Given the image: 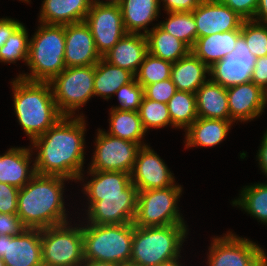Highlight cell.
I'll list each match as a JSON object with an SVG mask.
<instances>
[{"label":"cell","instance_id":"1","mask_svg":"<svg viewBox=\"0 0 267 266\" xmlns=\"http://www.w3.org/2000/svg\"><path fill=\"white\" fill-rule=\"evenodd\" d=\"M80 114L62 116L44 134L30 142L31 150L35 149L37 153L34 154L36 174L61 176L84 183V137L87 125L84 114Z\"/></svg>","mask_w":267,"mask_h":266},{"label":"cell","instance_id":"2","mask_svg":"<svg viewBox=\"0 0 267 266\" xmlns=\"http://www.w3.org/2000/svg\"><path fill=\"white\" fill-rule=\"evenodd\" d=\"M61 176L36 174L18 192L17 215L29 229H45L68 221Z\"/></svg>","mask_w":267,"mask_h":266},{"label":"cell","instance_id":"3","mask_svg":"<svg viewBox=\"0 0 267 266\" xmlns=\"http://www.w3.org/2000/svg\"><path fill=\"white\" fill-rule=\"evenodd\" d=\"M11 84L15 117L31 142L63 115L58 111L49 82L28 81L17 76Z\"/></svg>","mask_w":267,"mask_h":266},{"label":"cell","instance_id":"4","mask_svg":"<svg viewBox=\"0 0 267 266\" xmlns=\"http://www.w3.org/2000/svg\"><path fill=\"white\" fill-rule=\"evenodd\" d=\"M29 42L30 73L17 75L28 81L50 82L65 67V25L40 23Z\"/></svg>","mask_w":267,"mask_h":266},{"label":"cell","instance_id":"5","mask_svg":"<svg viewBox=\"0 0 267 266\" xmlns=\"http://www.w3.org/2000/svg\"><path fill=\"white\" fill-rule=\"evenodd\" d=\"M187 224L162 227L134 226L130 262L142 266H157L180 256L184 239L188 238Z\"/></svg>","mask_w":267,"mask_h":266},{"label":"cell","instance_id":"6","mask_svg":"<svg viewBox=\"0 0 267 266\" xmlns=\"http://www.w3.org/2000/svg\"><path fill=\"white\" fill-rule=\"evenodd\" d=\"M84 259L122 265L131 260L134 224H82Z\"/></svg>","mask_w":267,"mask_h":266},{"label":"cell","instance_id":"7","mask_svg":"<svg viewBox=\"0 0 267 266\" xmlns=\"http://www.w3.org/2000/svg\"><path fill=\"white\" fill-rule=\"evenodd\" d=\"M182 192L183 187L179 184L162 189L138 191L134 226L162 227L186 224L177 205Z\"/></svg>","mask_w":267,"mask_h":266},{"label":"cell","instance_id":"8","mask_svg":"<svg viewBox=\"0 0 267 266\" xmlns=\"http://www.w3.org/2000/svg\"><path fill=\"white\" fill-rule=\"evenodd\" d=\"M95 65L67 67L49 83L58 111L76 116L78 109L94 97Z\"/></svg>","mask_w":267,"mask_h":266},{"label":"cell","instance_id":"9","mask_svg":"<svg viewBox=\"0 0 267 266\" xmlns=\"http://www.w3.org/2000/svg\"><path fill=\"white\" fill-rule=\"evenodd\" d=\"M75 225L67 222L41 229L43 266H80L84 260L82 224Z\"/></svg>","mask_w":267,"mask_h":266},{"label":"cell","instance_id":"10","mask_svg":"<svg viewBox=\"0 0 267 266\" xmlns=\"http://www.w3.org/2000/svg\"><path fill=\"white\" fill-rule=\"evenodd\" d=\"M208 248V266H267L264 249L232 231L212 238Z\"/></svg>","mask_w":267,"mask_h":266},{"label":"cell","instance_id":"11","mask_svg":"<svg viewBox=\"0 0 267 266\" xmlns=\"http://www.w3.org/2000/svg\"><path fill=\"white\" fill-rule=\"evenodd\" d=\"M95 151L93 152L89 170L118 171L131 174L139 144L107 134L97 129Z\"/></svg>","mask_w":267,"mask_h":266},{"label":"cell","instance_id":"12","mask_svg":"<svg viewBox=\"0 0 267 266\" xmlns=\"http://www.w3.org/2000/svg\"><path fill=\"white\" fill-rule=\"evenodd\" d=\"M84 22L91 30L96 49L101 57L127 33L118 3L93 1Z\"/></svg>","mask_w":267,"mask_h":266},{"label":"cell","instance_id":"13","mask_svg":"<svg viewBox=\"0 0 267 266\" xmlns=\"http://www.w3.org/2000/svg\"><path fill=\"white\" fill-rule=\"evenodd\" d=\"M138 190L131 183L124 195L100 196V201H95L86 210L84 222L95 225H112L133 223L136 214Z\"/></svg>","mask_w":267,"mask_h":266},{"label":"cell","instance_id":"14","mask_svg":"<svg viewBox=\"0 0 267 266\" xmlns=\"http://www.w3.org/2000/svg\"><path fill=\"white\" fill-rule=\"evenodd\" d=\"M130 177L138 191L162 189L177 184L174 173L149 144L139 148Z\"/></svg>","mask_w":267,"mask_h":266},{"label":"cell","instance_id":"15","mask_svg":"<svg viewBox=\"0 0 267 266\" xmlns=\"http://www.w3.org/2000/svg\"><path fill=\"white\" fill-rule=\"evenodd\" d=\"M255 58L242 36L235 44L233 52L209 68V78L221 86H231L251 81Z\"/></svg>","mask_w":267,"mask_h":266},{"label":"cell","instance_id":"16","mask_svg":"<svg viewBox=\"0 0 267 266\" xmlns=\"http://www.w3.org/2000/svg\"><path fill=\"white\" fill-rule=\"evenodd\" d=\"M0 257L5 266H43L41 229L26 228L16 236L0 235Z\"/></svg>","mask_w":267,"mask_h":266},{"label":"cell","instance_id":"17","mask_svg":"<svg viewBox=\"0 0 267 266\" xmlns=\"http://www.w3.org/2000/svg\"><path fill=\"white\" fill-rule=\"evenodd\" d=\"M197 38L238 30L244 19L230 7L216 1L203 0L193 11Z\"/></svg>","mask_w":267,"mask_h":266},{"label":"cell","instance_id":"18","mask_svg":"<svg viewBox=\"0 0 267 266\" xmlns=\"http://www.w3.org/2000/svg\"><path fill=\"white\" fill-rule=\"evenodd\" d=\"M230 120L235 123L258 118L267 105V92L252 81L227 88Z\"/></svg>","mask_w":267,"mask_h":266},{"label":"cell","instance_id":"19","mask_svg":"<svg viewBox=\"0 0 267 266\" xmlns=\"http://www.w3.org/2000/svg\"><path fill=\"white\" fill-rule=\"evenodd\" d=\"M98 53L89 26L85 22L65 25V67L95 65Z\"/></svg>","mask_w":267,"mask_h":266},{"label":"cell","instance_id":"20","mask_svg":"<svg viewBox=\"0 0 267 266\" xmlns=\"http://www.w3.org/2000/svg\"><path fill=\"white\" fill-rule=\"evenodd\" d=\"M31 147H11L0 155V182L23 188L35 175ZM33 162L32 166L30 164Z\"/></svg>","mask_w":267,"mask_h":266},{"label":"cell","instance_id":"21","mask_svg":"<svg viewBox=\"0 0 267 266\" xmlns=\"http://www.w3.org/2000/svg\"><path fill=\"white\" fill-rule=\"evenodd\" d=\"M147 53L146 35L126 33L103 58L135 76Z\"/></svg>","mask_w":267,"mask_h":266},{"label":"cell","instance_id":"22","mask_svg":"<svg viewBox=\"0 0 267 266\" xmlns=\"http://www.w3.org/2000/svg\"><path fill=\"white\" fill-rule=\"evenodd\" d=\"M94 0H43L39 23L67 25L84 22Z\"/></svg>","mask_w":267,"mask_h":266},{"label":"cell","instance_id":"23","mask_svg":"<svg viewBox=\"0 0 267 266\" xmlns=\"http://www.w3.org/2000/svg\"><path fill=\"white\" fill-rule=\"evenodd\" d=\"M87 173L92 176L82 189L87 196V208L100 201V196L124 195V190L132 183L130 174L126 172L88 169Z\"/></svg>","mask_w":267,"mask_h":266},{"label":"cell","instance_id":"24","mask_svg":"<svg viewBox=\"0 0 267 266\" xmlns=\"http://www.w3.org/2000/svg\"><path fill=\"white\" fill-rule=\"evenodd\" d=\"M118 4L125 31L142 35L150 31L149 24L157 21L161 7L160 0H121Z\"/></svg>","mask_w":267,"mask_h":266},{"label":"cell","instance_id":"25","mask_svg":"<svg viewBox=\"0 0 267 266\" xmlns=\"http://www.w3.org/2000/svg\"><path fill=\"white\" fill-rule=\"evenodd\" d=\"M233 124L231 120L198 117L185 131L184 146L215 147L225 140Z\"/></svg>","mask_w":267,"mask_h":266},{"label":"cell","instance_id":"26","mask_svg":"<svg viewBox=\"0 0 267 266\" xmlns=\"http://www.w3.org/2000/svg\"><path fill=\"white\" fill-rule=\"evenodd\" d=\"M209 77V67L192 51L172 64L171 81L176 89L195 94Z\"/></svg>","mask_w":267,"mask_h":266},{"label":"cell","instance_id":"27","mask_svg":"<svg viewBox=\"0 0 267 266\" xmlns=\"http://www.w3.org/2000/svg\"><path fill=\"white\" fill-rule=\"evenodd\" d=\"M240 36L241 28L200 37L197 38L191 51L210 68L233 52Z\"/></svg>","mask_w":267,"mask_h":266},{"label":"cell","instance_id":"28","mask_svg":"<svg viewBox=\"0 0 267 266\" xmlns=\"http://www.w3.org/2000/svg\"><path fill=\"white\" fill-rule=\"evenodd\" d=\"M195 98L198 117L230 120L227 88L208 77L195 93Z\"/></svg>","mask_w":267,"mask_h":266},{"label":"cell","instance_id":"29","mask_svg":"<svg viewBox=\"0 0 267 266\" xmlns=\"http://www.w3.org/2000/svg\"><path fill=\"white\" fill-rule=\"evenodd\" d=\"M134 78L130 71L112 65L102 57L95 64L94 96L109 100L121 86L128 84Z\"/></svg>","mask_w":267,"mask_h":266},{"label":"cell","instance_id":"30","mask_svg":"<svg viewBox=\"0 0 267 266\" xmlns=\"http://www.w3.org/2000/svg\"><path fill=\"white\" fill-rule=\"evenodd\" d=\"M148 52L172 63L186 56L191 49L181 40L164 31L158 24L146 34Z\"/></svg>","mask_w":267,"mask_h":266},{"label":"cell","instance_id":"31","mask_svg":"<svg viewBox=\"0 0 267 266\" xmlns=\"http://www.w3.org/2000/svg\"><path fill=\"white\" fill-rule=\"evenodd\" d=\"M109 130L106 132L123 140L135 142L140 146L147 145L142 140L146 131L143 128L138 112L110 109Z\"/></svg>","mask_w":267,"mask_h":266},{"label":"cell","instance_id":"32","mask_svg":"<svg viewBox=\"0 0 267 266\" xmlns=\"http://www.w3.org/2000/svg\"><path fill=\"white\" fill-rule=\"evenodd\" d=\"M232 205L267 225V183L258 182L243 186L239 197L232 201Z\"/></svg>","mask_w":267,"mask_h":266},{"label":"cell","instance_id":"33","mask_svg":"<svg viewBox=\"0 0 267 266\" xmlns=\"http://www.w3.org/2000/svg\"><path fill=\"white\" fill-rule=\"evenodd\" d=\"M168 110L175 129H185L198 118L195 94L177 90L168 101Z\"/></svg>","mask_w":267,"mask_h":266},{"label":"cell","instance_id":"34","mask_svg":"<svg viewBox=\"0 0 267 266\" xmlns=\"http://www.w3.org/2000/svg\"><path fill=\"white\" fill-rule=\"evenodd\" d=\"M166 21L157 23L164 31L184 42L190 49L197 40L196 22L192 12H167Z\"/></svg>","mask_w":267,"mask_h":266},{"label":"cell","instance_id":"35","mask_svg":"<svg viewBox=\"0 0 267 266\" xmlns=\"http://www.w3.org/2000/svg\"><path fill=\"white\" fill-rule=\"evenodd\" d=\"M172 64L148 52L135 74V79L143 88L146 85L170 79Z\"/></svg>","mask_w":267,"mask_h":266},{"label":"cell","instance_id":"36","mask_svg":"<svg viewBox=\"0 0 267 266\" xmlns=\"http://www.w3.org/2000/svg\"><path fill=\"white\" fill-rule=\"evenodd\" d=\"M25 25H21L10 35L4 45L0 48V63L11 64L17 61H24L27 64L29 55L28 31Z\"/></svg>","mask_w":267,"mask_h":266},{"label":"cell","instance_id":"37","mask_svg":"<svg viewBox=\"0 0 267 266\" xmlns=\"http://www.w3.org/2000/svg\"><path fill=\"white\" fill-rule=\"evenodd\" d=\"M138 113L146 132L151 128L159 129L168 125L174 128L172 127L168 105L166 103L153 101L144 96Z\"/></svg>","mask_w":267,"mask_h":266},{"label":"cell","instance_id":"38","mask_svg":"<svg viewBox=\"0 0 267 266\" xmlns=\"http://www.w3.org/2000/svg\"><path fill=\"white\" fill-rule=\"evenodd\" d=\"M241 36L255 59L267 55V24L244 20Z\"/></svg>","mask_w":267,"mask_h":266},{"label":"cell","instance_id":"39","mask_svg":"<svg viewBox=\"0 0 267 266\" xmlns=\"http://www.w3.org/2000/svg\"><path fill=\"white\" fill-rule=\"evenodd\" d=\"M115 94L119 105L112 106L111 109L138 112L144 97V88L134 78L128 84L121 86Z\"/></svg>","mask_w":267,"mask_h":266},{"label":"cell","instance_id":"40","mask_svg":"<svg viewBox=\"0 0 267 266\" xmlns=\"http://www.w3.org/2000/svg\"><path fill=\"white\" fill-rule=\"evenodd\" d=\"M176 91V86L171 79H166L146 85L144 87V96L150 100L167 104Z\"/></svg>","mask_w":267,"mask_h":266},{"label":"cell","instance_id":"41","mask_svg":"<svg viewBox=\"0 0 267 266\" xmlns=\"http://www.w3.org/2000/svg\"><path fill=\"white\" fill-rule=\"evenodd\" d=\"M19 188L0 182V213L17 214Z\"/></svg>","mask_w":267,"mask_h":266},{"label":"cell","instance_id":"42","mask_svg":"<svg viewBox=\"0 0 267 266\" xmlns=\"http://www.w3.org/2000/svg\"><path fill=\"white\" fill-rule=\"evenodd\" d=\"M237 13L244 20H253L257 11L258 0H216Z\"/></svg>","mask_w":267,"mask_h":266},{"label":"cell","instance_id":"43","mask_svg":"<svg viewBox=\"0 0 267 266\" xmlns=\"http://www.w3.org/2000/svg\"><path fill=\"white\" fill-rule=\"evenodd\" d=\"M25 229L26 227L17 214L0 213V235L16 236Z\"/></svg>","mask_w":267,"mask_h":266},{"label":"cell","instance_id":"44","mask_svg":"<svg viewBox=\"0 0 267 266\" xmlns=\"http://www.w3.org/2000/svg\"><path fill=\"white\" fill-rule=\"evenodd\" d=\"M251 81L267 92V55L255 59Z\"/></svg>","mask_w":267,"mask_h":266},{"label":"cell","instance_id":"45","mask_svg":"<svg viewBox=\"0 0 267 266\" xmlns=\"http://www.w3.org/2000/svg\"><path fill=\"white\" fill-rule=\"evenodd\" d=\"M203 0H160L165 12H192Z\"/></svg>","mask_w":267,"mask_h":266},{"label":"cell","instance_id":"46","mask_svg":"<svg viewBox=\"0 0 267 266\" xmlns=\"http://www.w3.org/2000/svg\"><path fill=\"white\" fill-rule=\"evenodd\" d=\"M23 23L14 18L2 17L0 18V48L7 41L8 37L12 35Z\"/></svg>","mask_w":267,"mask_h":266},{"label":"cell","instance_id":"47","mask_svg":"<svg viewBox=\"0 0 267 266\" xmlns=\"http://www.w3.org/2000/svg\"><path fill=\"white\" fill-rule=\"evenodd\" d=\"M263 135L256 157L260 170L267 178V129Z\"/></svg>","mask_w":267,"mask_h":266},{"label":"cell","instance_id":"48","mask_svg":"<svg viewBox=\"0 0 267 266\" xmlns=\"http://www.w3.org/2000/svg\"><path fill=\"white\" fill-rule=\"evenodd\" d=\"M254 21L267 24V0H258Z\"/></svg>","mask_w":267,"mask_h":266},{"label":"cell","instance_id":"49","mask_svg":"<svg viewBox=\"0 0 267 266\" xmlns=\"http://www.w3.org/2000/svg\"><path fill=\"white\" fill-rule=\"evenodd\" d=\"M80 266H120L110 262L97 261L92 259H84Z\"/></svg>","mask_w":267,"mask_h":266},{"label":"cell","instance_id":"50","mask_svg":"<svg viewBox=\"0 0 267 266\" xmlns=\"http://www.w3.org/2000/svg\"><path fill=\"white\" fill-rule=\"evenodd\" d=\"M179 258H181V255L173 259L161 262L157 266H182L181 262L179 261Z\"/></svg>","mask_w":267,"mask_h":266},{"label":"cell","instance_id":"51","mask_svg":"<svg viewBox=\"0 0 267 266\" xmlns=\"http://www.w3.org/2000/svg\"><path fill=\"white\" fill-rule=\"evenodd\" d=\"M94 1H98L101 3H119L121 0H105V1H101V0H94Z\"/></svg>","mask_w":267,"mask_h":266},{"label":"cell","instance_id":"52","mask_svg":"<svg viewBox=\"0 0 267 266\" xmlns=\"http://www.w3.org/2000/svg\"><path fill=\"white\" fill-rule=\"evenodd\" d=\"M121 266H142V265H138V264H135V263H132V262H127L125 264H122Z\"/></svg>","mask_w":267,"mask_h":266},{"label":"cell","instance_id":"53","mask_svg":"<svg viewBox=\"0 0 267 266\" xmlns=\"http://www.w3.org/2000/svg\"><path fill=\"white\" fill-rule=\"evenodd\" d=\"M0 266H5V263L1 257H0Z\"/></svg>","mask_w":267,"mask_h":266},{"label":"cell","instance_id":"54","mask_svg":"<svg viewBox=\"0 0 267 266\" xmlns=\"http://www.w3.org/2000/svg\"><path fill=\"white\" fill-rule=\"evenodd\" d=\"M19 1V0H18ZM20 1H22V2H26V3H30V0H20Z\"/></svg>","mask_w":267,"mask_h":266}]
</instances>
